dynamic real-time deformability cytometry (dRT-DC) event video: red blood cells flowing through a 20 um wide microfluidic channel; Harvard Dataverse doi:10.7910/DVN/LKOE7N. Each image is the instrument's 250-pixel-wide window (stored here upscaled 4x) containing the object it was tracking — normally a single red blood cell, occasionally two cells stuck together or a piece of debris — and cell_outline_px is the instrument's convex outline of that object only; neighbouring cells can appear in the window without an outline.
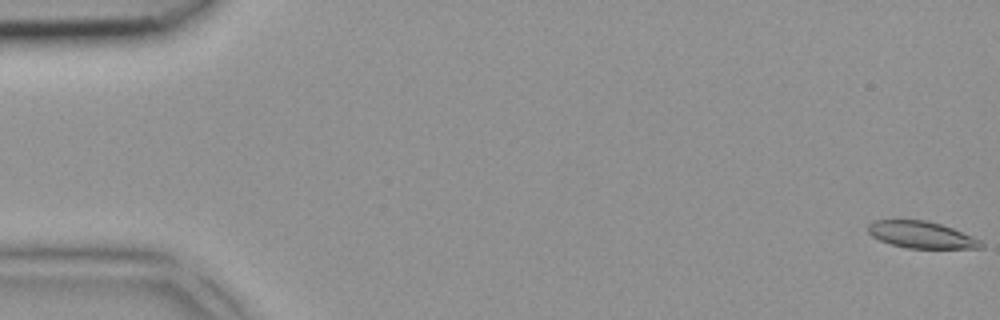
{"species": "common noctule bat (a hibernating species)", "species_latin": "Nyctalus noctula", "temperature_condition": "room temperature", "stored_images_in_passage": 4, "camera_frame_rate_fps": 3000, "um_per_image_px": 0.085, "animal": {"sex": "female", "body_mass_g": 18.4}, "frame": {"image": 1, "passage_image": 1, "time_ms": 0.0, "image_size_px": [1000, 320], "cell_outline_px": [[984, 248], [908, 248], [892, 244], [880, 240], [872, 236], [868, 232], [868, 224], [876, 220], [924, 220], [940, 224], [952, 228], [972, 236], [980, 240], [984, 244]], "centroid_in_image_um": [78.33, 19.96], "position_along_channel_um": 6.7, "area_um2": 17.46}}